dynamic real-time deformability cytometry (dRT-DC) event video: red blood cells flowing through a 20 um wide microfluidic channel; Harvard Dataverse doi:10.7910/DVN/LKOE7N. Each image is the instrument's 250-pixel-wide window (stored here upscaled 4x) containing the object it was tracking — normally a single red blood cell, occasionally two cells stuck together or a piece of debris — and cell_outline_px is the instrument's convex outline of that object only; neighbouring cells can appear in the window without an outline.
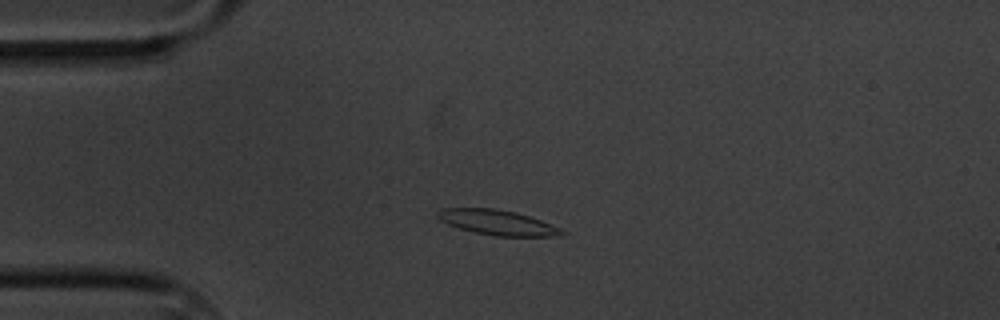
{"species": "common noctule bat (a hibernating species)", "species_latin": "Nyctalus noctula", "temperature_condition": "cold", "stored_images_in_passage": 30, "camera_frame_rate_fps": 3000, "um_per_image_px": 0.085, "animal": {"sex": "male", "body_mass_g": 20.1, "forearm_length_mm": 53.5}, "frame": {"image": 1, "passage_image": 3, "time_ms": 0.667, "image_size_px": [1000, 320], "cell_outline_px": [[568, 232], [560, 236], [496, 236], [476, 232], [460, 228], [448, 224], [440, 220], [436, 216], [436, 212], [440, 208], [496, 208], [516, 212], [540, 220], [560, 228]], "centroid_in_image_um": [42.27, 18.9], "position_along_channel_um": 42.7, "area_um2": 18.09}}
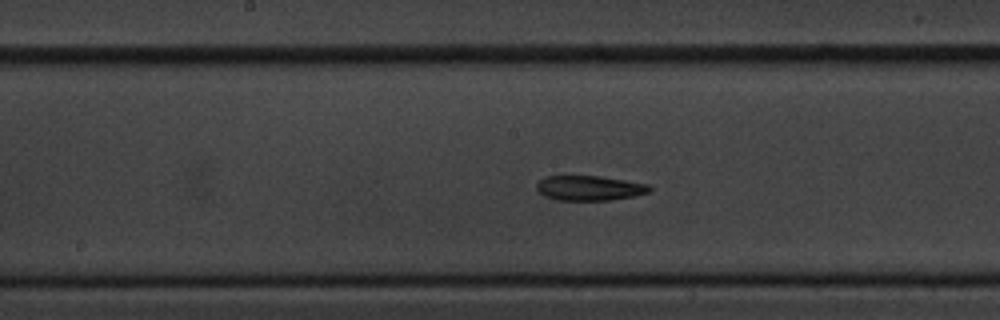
{"frame": {"image": 2, "passage_image": 19, "time_ms": 6.0, "image_size_px": [1000, 320], "cell_outline_px": [[652, 188], [648, 192], [636, 196], [608, 200], [556, 200], [544, 196], [536, 188], [536, 184], [544, 176], [600, 176], [648, 184]], "centroid_in_image_um": [50.09, 15.98], "position_along_channel_um": 198.1, "area_um2": 16.36}}
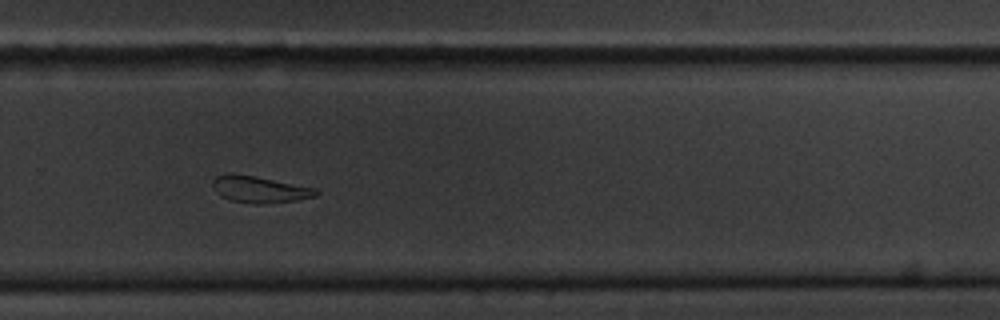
{"frame": {"image": 3, "passage_image": 29, "time_ms": 9.333, "image_size_px": [1000, 320], "cell_outline_px": [[320, 192], [316, 196], [296, 200], [264, 204], [256, 204], [228, 200], [220, 196], [212, 188], [212, 180], [216, 176], [228, 172], [232, 172], [256, 176], [316, 188]], "centroid_in_image_um": [22.01, 16.09], "position_along_channel_um": 307.8, "area_um2": 16.36}}